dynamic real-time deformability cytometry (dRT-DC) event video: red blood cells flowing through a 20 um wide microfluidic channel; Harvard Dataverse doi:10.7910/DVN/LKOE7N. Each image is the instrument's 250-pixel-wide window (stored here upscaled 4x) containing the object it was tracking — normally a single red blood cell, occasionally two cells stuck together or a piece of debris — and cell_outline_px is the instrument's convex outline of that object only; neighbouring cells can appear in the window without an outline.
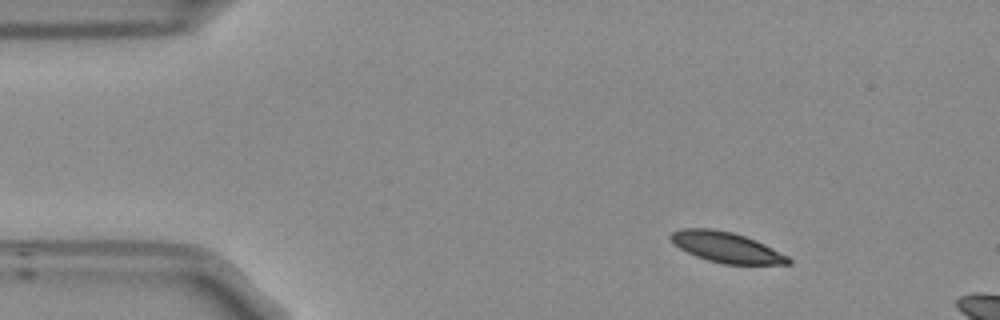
{"species": "Egyptian fruit bat (a non-hibernating species)", "species_latin": "Rousettus aegyptiacus", "temperature_condition": "room temperature", "stored_images_in_passage": 6, "camera_frame_rate_fps": 3000, "um_per_image_px": 0.085, "frame": {"image": 1, "passage_image": 1, "time_ms": 0.0, "image_size_px": [1000, 320], "cell_outline_px": [[792, 264], [724, 264], [708, 260], [696, 256], [680, 248], [668, 236], [672, 232], [680, 228], [708, 228], [732, 232], [756, 240], [788, 256], [792, 260]], "centroid_in_image_um": [61.75, 21.02], "position_along_channel_um": 23.3, "area_um2": 20.69}}